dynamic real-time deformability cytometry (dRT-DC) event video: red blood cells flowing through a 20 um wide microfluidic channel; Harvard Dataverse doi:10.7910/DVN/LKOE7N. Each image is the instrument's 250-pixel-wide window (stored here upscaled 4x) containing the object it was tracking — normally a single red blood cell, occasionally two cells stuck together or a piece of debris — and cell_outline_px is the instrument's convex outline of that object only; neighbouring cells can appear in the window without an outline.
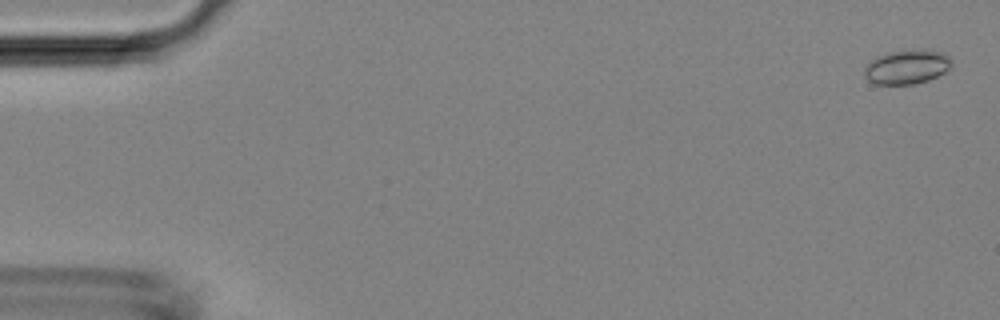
{"species": "Egyptian fruit bat (a non-hibernating species)", "species_latin": "Rousettus aegyptiacus", "temperature_condition": "room temperature", "stored_images_in_passage": 49, "camera_frame_rate_fps": 3000, "um_per_image_px": 0.085, "animal": {"sex": "female"}, "frame": {"image": 1, "passage_image": 2, "time_ms": 0.333, "image_size_px": [1000, 320], "cell_outline_px": [[952, 68], [928, 80], [912, 84], [876, 84], [868, 80], [864, 76], [864, 68], [876, 56], [888, 52], [924, 48], [940, 52], [948, 56], [952, 60]], "centroid_in_image_um": [77.1, 5.67], "position_along_channel_um": 7.9, "area_um2": 17.51}}
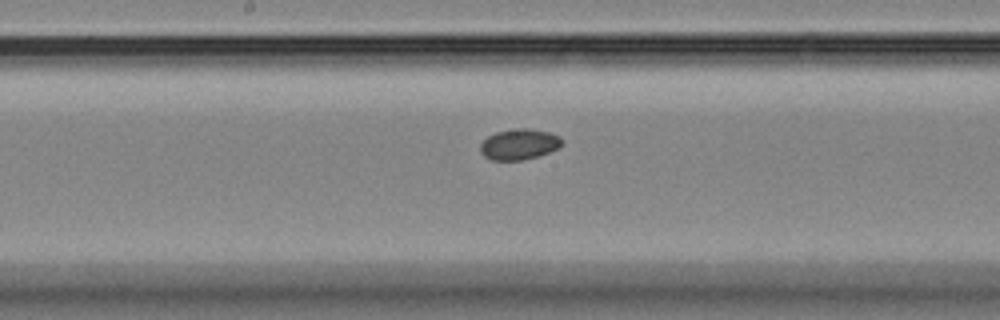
{"frame": {"image": 2, "passage_image": 26, "time_ms": 8.333, "image_size_px": [1000, 320], "cell_outline_px": [[564, 144], [560, 148], [540, 156], [524, 160], [492, 160], [484, 156], [480, 152], [480, 144], [488, 136], [496, 132], [520, 128], [528, 128], [548, 132], [560, 136], [564, 140]], "centroid_in_image_um": [44.18, 12.27], "position_along_channel_um": 204.0, "area_um2": 14.85}}
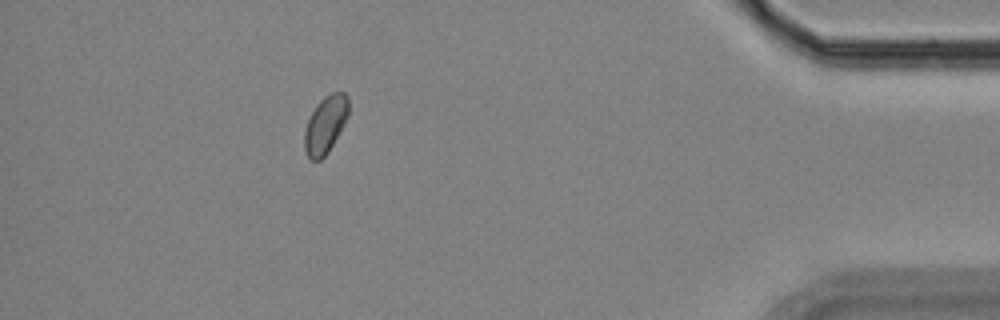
{"frame": {"image": 3, "passage_image": 44, "time_ms": 14.333, "image_size_px": [1000, 320], "cell_outline_px": [[348, 116], [340, 132], [328, 152], [320, 160], [312, 160], [308, 156], [304, 148], [304, 132], [308, 120], [316, 104], [324, 96], [332, 92], [344, 92], [348, 96]], "centroid_in_image_um": [27.66, 10.58], "position_along_channel_um": 407.5, "area_um2": 14.68}}